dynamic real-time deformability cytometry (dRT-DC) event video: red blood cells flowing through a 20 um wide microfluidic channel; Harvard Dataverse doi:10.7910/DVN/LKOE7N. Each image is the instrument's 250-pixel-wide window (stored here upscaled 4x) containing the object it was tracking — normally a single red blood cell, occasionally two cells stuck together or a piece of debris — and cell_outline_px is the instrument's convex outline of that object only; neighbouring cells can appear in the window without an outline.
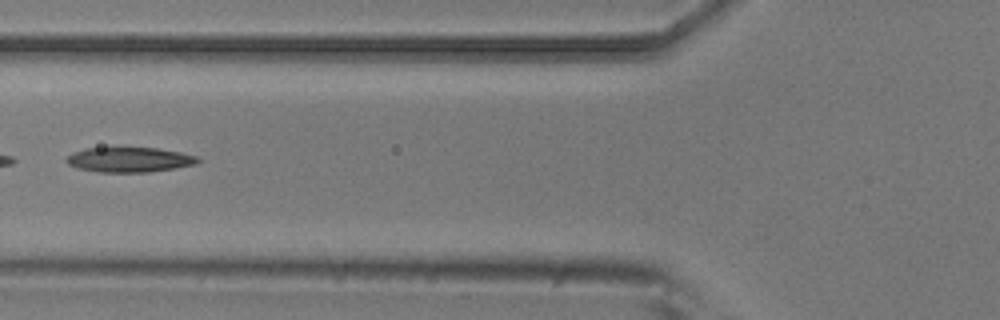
{"species": "common noctule bat (a hibernating species)", "species_latin": "Nyctalus noctula", "temperature_condition": "room temperature", "stored_images_in_passage": 6, "camera_frame_rate_fps": 3000, "um_per_image_px": 0.085, "animal": {"sex": "male", "body_mass_g": 20.5, "forearm_length_mm": 52.5}, "frame": {"image": 1, "passage_image": 6, "time_ms": 1.667, "image_size_px": [1000, 320], "cell_outline_px": [[200, 160], [196, 164], [148, 172], [96, 172], [80, 168], [68, 164], [64, 160], [72, 152], [84, 148], [112, 144], [156, 148], [180, 152], [196, 156]], "centroid_in_image_um": [10.91, 13.51], "position_along_channel_um": 114.9, "area_um2": 19.94}}